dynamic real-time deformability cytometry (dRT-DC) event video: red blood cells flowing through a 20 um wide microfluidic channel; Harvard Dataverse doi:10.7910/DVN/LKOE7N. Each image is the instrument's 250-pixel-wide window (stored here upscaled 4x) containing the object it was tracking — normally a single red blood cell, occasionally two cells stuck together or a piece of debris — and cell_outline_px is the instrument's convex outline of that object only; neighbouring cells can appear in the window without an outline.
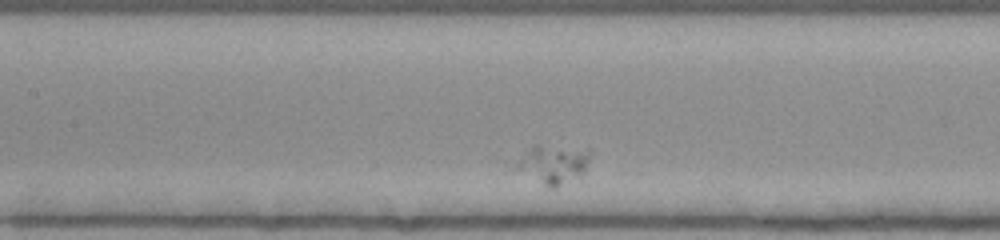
{"species": "human", "species_latin": "Homo sapiens", "temperature_condition": "room temperature", "stored_images_in_passage": 28, "camera_frame_rate_fps": 3000, "um_per_image_px": 0.085, "donor": {"sex": "female"}, "frame": {"image": 1, "passage_image": 9, "time_ms": 2.667, "image_size_px": [1000, 240], "cell_outline_px": [[592, 152], [584, 172], [580, 176], [556, 188], [552, 188], [504, 172], [504, 164], [536, 144], [540, 144], [592, 148]], "centroid_in_image_um": [46.74, 13.97], "position_along_channel_um": 160.7, "area_um2": 19.19}}